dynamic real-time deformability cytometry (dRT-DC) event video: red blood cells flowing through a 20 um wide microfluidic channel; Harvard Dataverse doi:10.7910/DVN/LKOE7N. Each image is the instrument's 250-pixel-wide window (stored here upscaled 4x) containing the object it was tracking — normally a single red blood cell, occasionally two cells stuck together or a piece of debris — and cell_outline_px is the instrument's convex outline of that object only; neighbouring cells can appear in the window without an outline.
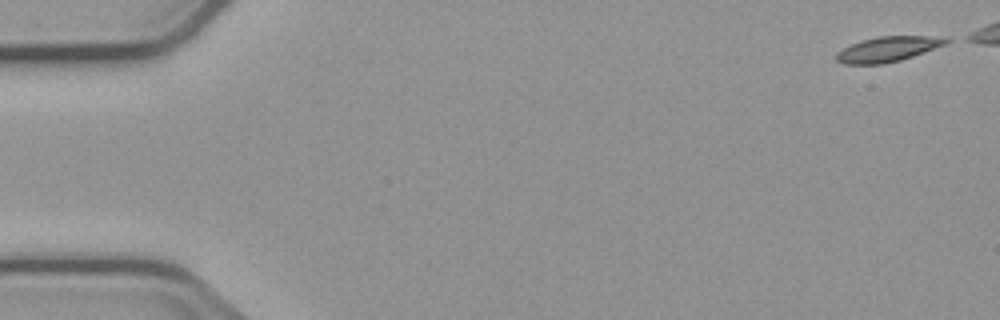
{"species": "common noctule bat (a hibernating species)", "species_latin": "Nyctalus noctula", "temperature_condition": "cold", "stored_images_in_passage": 6, "camera_frame_rate_fps": 3000, "um_per_image_px": 0.085, "animal": {"sex": "male", "body_mass_g": 23.1, "forearm_length_mm": 52.7}, "frame": {"image": 1, "passage_image": 1, "time_ms": 0.0, "image_size_px": [1000, 320], "cell_outline_px": [[952, 40], [944, 44], [912, 56], [900, 60], [884, 64], [844, 64], [836, 60], [836, 52], [860, 40], [876, 36], [948, 36]], "centroid_in_image_um": [75.46, 4.16], "position_along_channel_um": 9.5, "area_um2": 16.07}}